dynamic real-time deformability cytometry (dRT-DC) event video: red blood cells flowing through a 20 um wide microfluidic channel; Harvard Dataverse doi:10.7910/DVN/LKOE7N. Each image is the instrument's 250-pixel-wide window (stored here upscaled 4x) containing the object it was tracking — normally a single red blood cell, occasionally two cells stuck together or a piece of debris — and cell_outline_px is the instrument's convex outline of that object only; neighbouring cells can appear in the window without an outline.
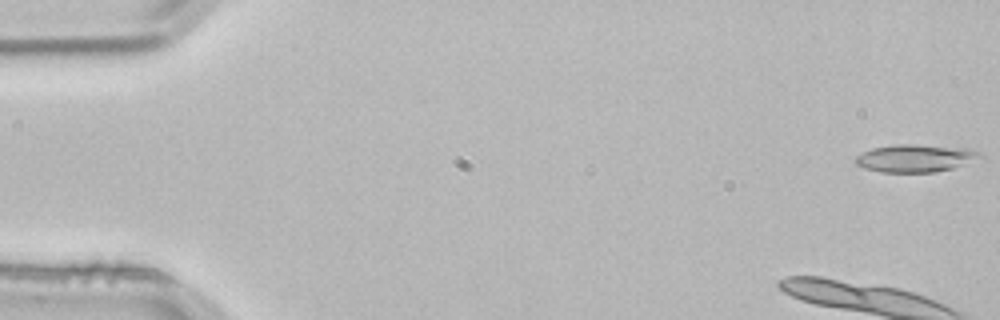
{"species": "common noctule bat (a hibernating species)", "species_latin": "Nyctalus noctula", "temperature_condition": "room temperature", "stored_images_in_passage": 4, "camera_frame_rate_fps": 3000, "um_per_image_px": 0.085, "animal": {"sex": "male", "body_mass_g": 21.5, "forearm_length_mm": 52.0}, "frame": {"image": 1, "passage_image": 1, "time_ms": 0.0, "image_size_px": [1000, 320], "cell_outline_px": [[980, 152], [952, 168], [936, 172], [880, 172], [864, 168], [856, 164], [856, 156], [872, 148], [896, 144], [916, 144], [968, 148]], "centroid_in_image_um": [77.64, 13.44], "position_along_channel_um": 7.4, "area_um2": 19.31}}